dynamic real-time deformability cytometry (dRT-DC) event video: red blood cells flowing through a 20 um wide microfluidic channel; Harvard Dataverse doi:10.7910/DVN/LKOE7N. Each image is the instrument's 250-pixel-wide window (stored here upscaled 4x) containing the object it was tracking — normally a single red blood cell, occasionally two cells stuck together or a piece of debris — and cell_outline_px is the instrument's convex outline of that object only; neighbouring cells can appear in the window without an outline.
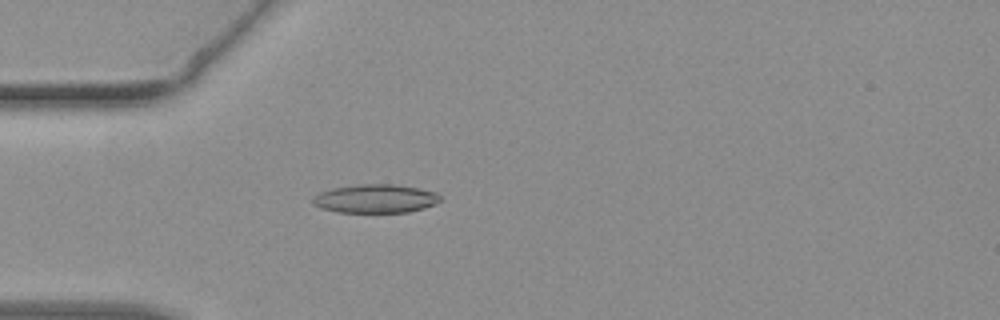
{"species": "common noctule bat (a hibernating species)", "species_latin": "Nyctalus noctula", "temperature_condition": "warm", "stored_images_in_passage": 45, "camera_frame_rate_fps": 3000, "um_per_image_px": 0.085, "animal": {"sex": "female", "body_mass_g": 19.3, "forearm_length_mm": 54.1}, "frame": {"image": 1, "passage_image": 13, "time_ms": 4.0, "image_size_px": [1000, 320], "cell_outline_px": [[440, 200], [436, 204], [424, 208], [408, 212], [336, 212], [320, 208], [312, 204], [312, 200], [320, 192], [332, 188], [360, 184], [396, 184], [436, 192], [440, 196]], "centroid_in_image_um": [31.91, 16.89], "position_along_channel_um": 53.1, "area_um2": 21.21}}
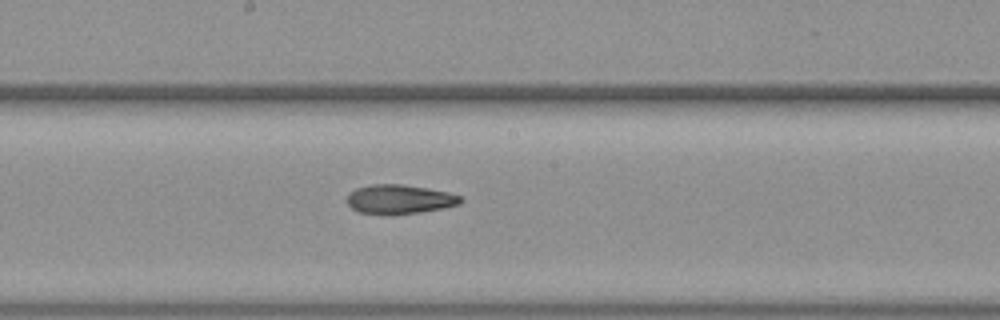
{"frame": {"image": 2, "passage_image": 24, "time_ms": 7.667, "image_size_px": [1000, 320], "cell_outline_px": [[464, 200], [460, 204], [444, 208], [420, 212], [392, 216], [388, 216], [356, 212], [348, 204], [348, 196], [356, 188], [372, 184], [400, 184], [428, 188], [448, 192], [460, 196]], "centroid_in_image_um": [33.96, 16.96], "position_along_channel_um": 214.2, "area_um2": 19.65}}
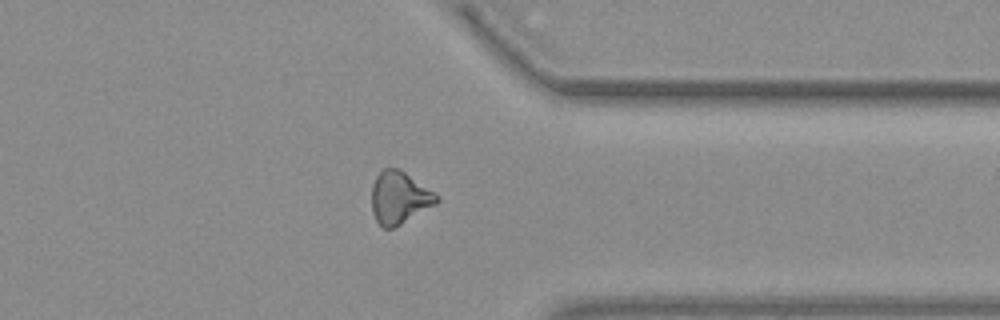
{"frame": {"image": 3, "passage_image": 35, "time_ms": 11.333, "image_size_px": [1000, 320], "cell_outline_px": [[440, 200], [436, 204], [400, 224], [392, 228], [384, 228], [376, 220], [372, 212], [372, 184], [376, 176], [384, 168], [400, 168], [440, 196]], "centroid_in_image_um": [33.95, 16.78], "position_along_channel_um": 377.5, "area_um2": 19.77}}